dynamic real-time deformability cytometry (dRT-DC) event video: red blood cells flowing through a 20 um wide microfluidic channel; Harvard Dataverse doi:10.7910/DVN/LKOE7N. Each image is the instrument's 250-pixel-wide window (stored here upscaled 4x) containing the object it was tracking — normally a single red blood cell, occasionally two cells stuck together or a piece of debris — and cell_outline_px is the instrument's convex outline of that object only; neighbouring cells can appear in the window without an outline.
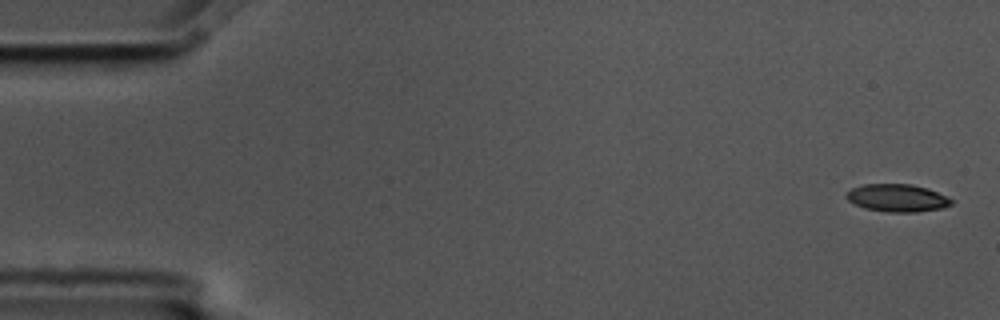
{"species": "common noctule bat (a hibernating species)", "species_latin": "Nyctalus noctula", "temperature_condition": "cold", "stored_images_in_passage": 4, "camera_frame_rate_fps": 3000, "um_per_image_px": 0.085, "animal": {"sex": "male", "body_mass_g": 17.5, "forearm_length_mm": 52.3}, "frame": {"image": 1, "passage_image": 1, "time_ms": 0.0, "image_size_px": [1000, 320], "cell_outline_px": [[952, 204], [944, 208], [916, 212], [888, 212], [864, 208], [848, 200], [844, 196], [852, 188], [864, 184], [912, 184], [928, 188], [952, 200]], "centroid_in_image_um": [76.26, 16.83], "position_along_channel_um": 8.7, "area_um2": 16.82}}